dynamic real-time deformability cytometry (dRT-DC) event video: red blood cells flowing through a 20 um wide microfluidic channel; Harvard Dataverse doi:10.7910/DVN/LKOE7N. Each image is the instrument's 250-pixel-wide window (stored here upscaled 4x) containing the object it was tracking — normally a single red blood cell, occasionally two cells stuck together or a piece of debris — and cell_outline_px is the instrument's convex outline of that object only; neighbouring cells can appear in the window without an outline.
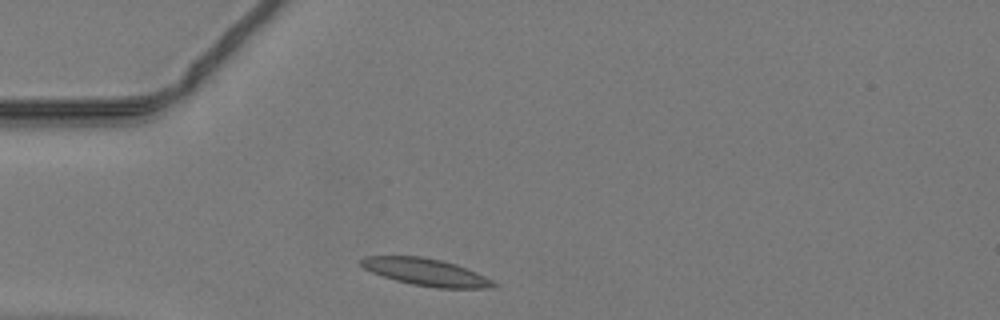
{"species": "common noctule bat (a hibernating species)", "species_latin": "Nyctalus noctula", "temperature_condition": "warm", "stored_images_in_passage": 32, "camera_frame_rate_fps": 3000, "um_per_image_px": 0.085, "animal": {"sex": "male", "body_mass_g": 19.2, "forearm_length_mm": 51.8}, "frame": {"image": 1, "passage_image": 1, "time_ms": 0.0, "image_size_px": [1000, 320], "cell_outline_px": [[500, 284], [488, 288], [436, 288], [412, 284], [396, 280], [372, 272], [364, 268], [360, 264], [360, 260], [364, 256], [420, 256], [440, 260], [456, 264], [468, 268]], "centroid_in_image_um": [36.22, 23.13], "position_along_channel_um": 48.8, "area_um2": 20.87}}
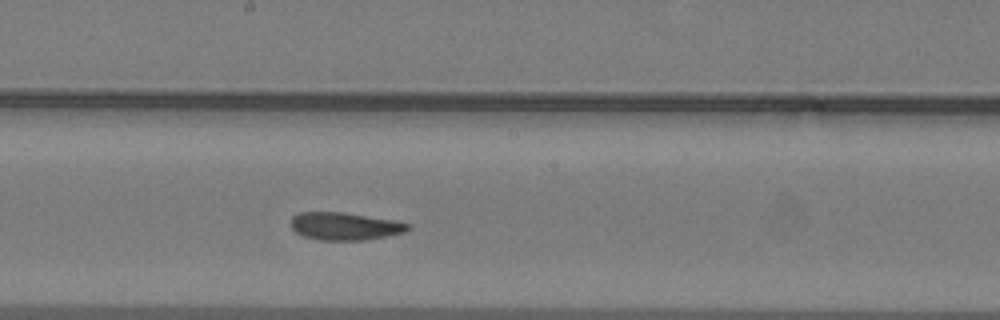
{"frame": {"image": 2, "passage_image": 14, "time_ms": 4.333, "image_size_px": [1000, 320], "cell_outline_px": [[408, 228], [404, 232], [388, 236], [364, 240], [316, 240], [304, 236], [296, 232], [292, 228], [292, 216], [300, 212], [340, 212], [396, 220], [408, 224]], "centroid_in_image_um": [29.29, 19.23], "position_along_channel_um": 218.9, "area_um2": 18.73}}
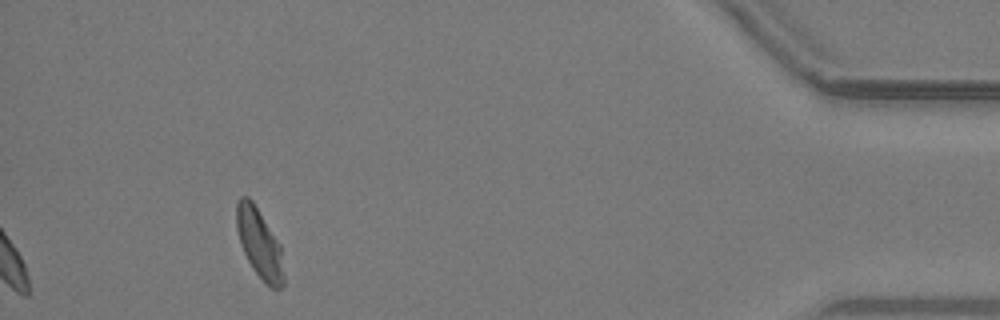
{"frame": {"image": 3, "passage_image": 32, "time_ms": 10.333, "image_size_px": [1000, 320], "cell_outline_px": [[284, 284], [280, 288], [272, 288], [252, 268], [240, 244], [236, 228], [236, 204], [240, 196], [248, 196], [252, 200], [280, 244], [284, 276]], "centroid_in_image_um": [22.03, 20.66], "position_along_channel_um": 413.2, "area_um2": 18.84}}